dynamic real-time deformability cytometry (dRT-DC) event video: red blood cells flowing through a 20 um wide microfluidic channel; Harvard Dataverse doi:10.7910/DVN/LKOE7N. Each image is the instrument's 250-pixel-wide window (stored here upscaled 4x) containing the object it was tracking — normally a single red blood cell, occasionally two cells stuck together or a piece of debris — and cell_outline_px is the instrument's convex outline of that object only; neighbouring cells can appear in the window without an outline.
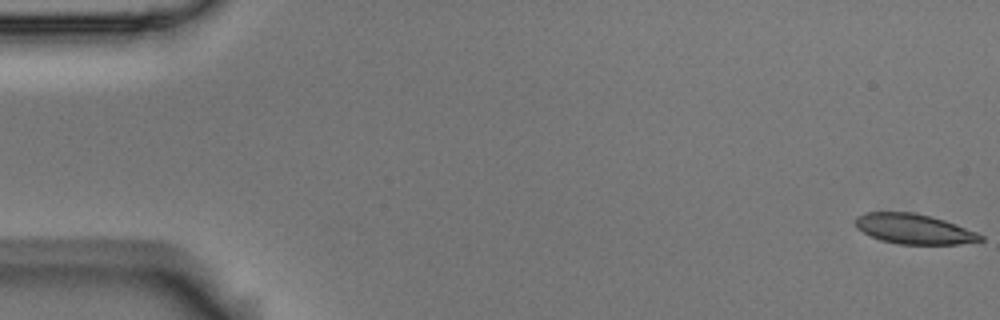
{"species": "Egyptian fruit bat (a non-hibernating species)", "species_latin": "Rousettus aegyptiacus", "temperature_condition": "room temperature", "stored_images_in_passage": 5, "camera_frame_rate_fps": 3000, "um_per_image_px": 0.085, "animal": {"sex": "male"}, "frame": {"image": 1, "passage_image": 1, "time_ms": 0.0, "image_size_px": [1000, 320], "cell_outline_px": [[984, 240], [956, 244], [900, 244], [880, 240], [856, 228], [852, 220], [856, 216], [868, 212], [912, 212], [932, 216], [956, 224], [976, 232], [984, 236]], "centroid_in_image_um": [77.65, 19.45], "position_along_channel_um": 7.3, "area_um2": 21.91}}
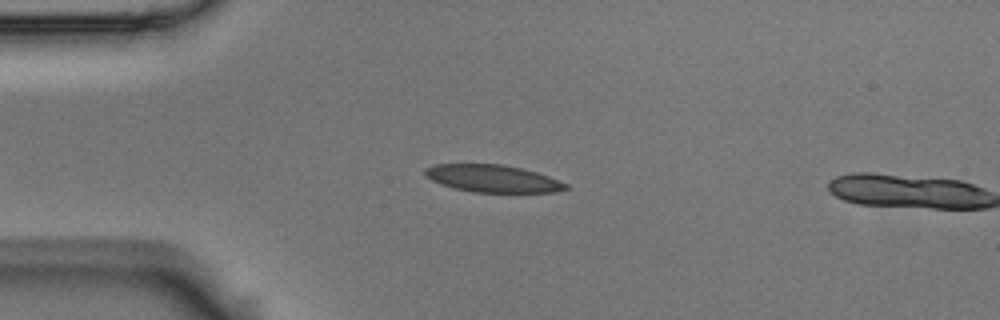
{"frame": {"image": 2, "passage_image": 4, "time_ms": 1.0, "image_size_px": [1000, 320], "cell_outline_px": [[572, 188], [556, 192], [472, 192], [452, 188], [440, 184], [424, 176], [424, 168], [436, 164], [504, 164], [536, 172], [548, 176], [568, 184]], "centroid_in_image_um": [41.87, 15.18], "position_along_channel_um": 43.1, "area_um2": 22.6}}